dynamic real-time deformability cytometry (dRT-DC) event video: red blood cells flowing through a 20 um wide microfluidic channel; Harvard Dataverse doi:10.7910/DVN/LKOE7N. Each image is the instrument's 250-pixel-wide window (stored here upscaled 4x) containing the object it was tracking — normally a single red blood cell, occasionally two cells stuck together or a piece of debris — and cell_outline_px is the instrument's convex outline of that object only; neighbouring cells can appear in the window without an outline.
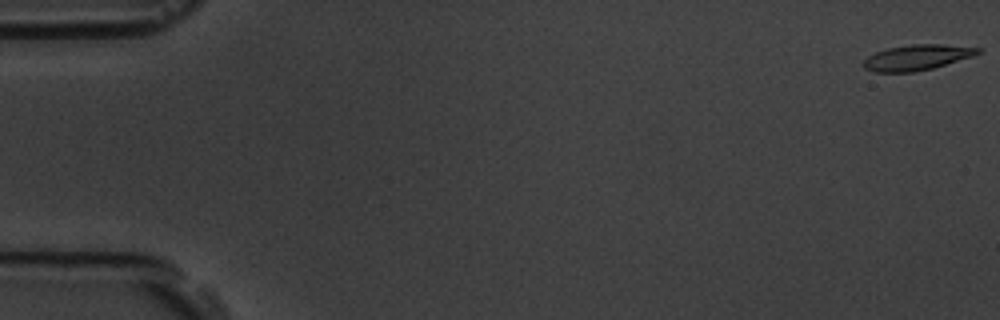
{"species": "common noctule bat (a hibernating species)", "species_latin": "Nyctalus noctula", "temperature_condition": "room temperature", "stored_images_in_passage": 4, "camera_frame_rate_fps": 3000, "um_per_image_px": 0.085, "animal": {"sex": "male", "body_mass_g": 19.5, "forearm_length_mm": 54.6}, "frame": {"image": 1, "passage_image": 1, "time_ms": 0.0, "image_size_px": [1000, 320], "cell_outline_px": [[980, 52], [972, 56], [932, 68], [916, 72], [872, 72], [864, 68], [864, 60], [868, 56], [876, 52], [888, 48], [912, 44], [944, 44], [980, 48]], "centroid_in_image_um": [77.91, 4.88], "position_along_channel_um": 7.1, "area_um2": 16.82}}